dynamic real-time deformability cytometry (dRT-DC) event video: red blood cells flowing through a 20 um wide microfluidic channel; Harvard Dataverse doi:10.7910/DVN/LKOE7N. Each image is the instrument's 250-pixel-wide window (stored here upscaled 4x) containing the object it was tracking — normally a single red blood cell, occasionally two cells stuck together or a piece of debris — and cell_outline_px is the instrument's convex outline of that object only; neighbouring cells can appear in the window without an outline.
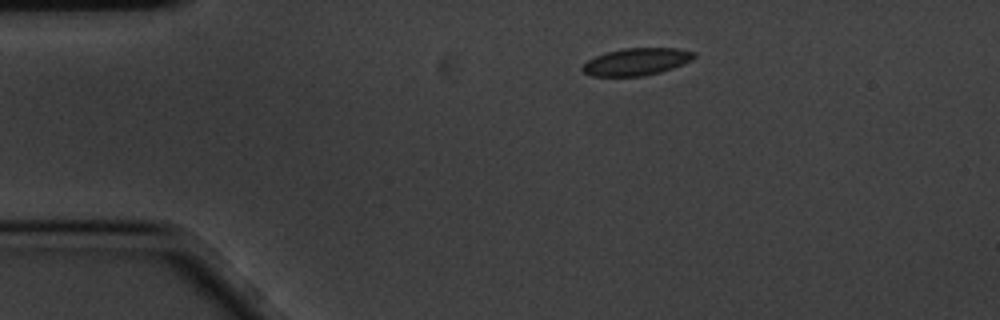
{"species": "common noctule bat (a hibernating species)", "species_latin": "Nyctalus noctula", "temperature_condition": "cold", "stored_images_in_passage": 2, "camera_frame_rate_fps": 3000, "um_per_image_px": 0.085, "animal": {"sex": "male", "body_mass_g": 20.1, "forearm_length_mm": 53.5}, "frame": {"image": 1, "passage_image": 1, "time_ms": 0.0, "image_size_px": [1000, 320], "cell_outline_px": [[696, 56], [692, 60], [684, 64], [660, 72], [644, 76], [592, 76], [584, 72], [580, 68], [588, 60], [604, 52], [624, 48], [680, 48], [696, 52]], "centroid_in_image_um": [54.13, 5.24], "position_along_channel_um": 30.9, "area_um2": 17.86}}